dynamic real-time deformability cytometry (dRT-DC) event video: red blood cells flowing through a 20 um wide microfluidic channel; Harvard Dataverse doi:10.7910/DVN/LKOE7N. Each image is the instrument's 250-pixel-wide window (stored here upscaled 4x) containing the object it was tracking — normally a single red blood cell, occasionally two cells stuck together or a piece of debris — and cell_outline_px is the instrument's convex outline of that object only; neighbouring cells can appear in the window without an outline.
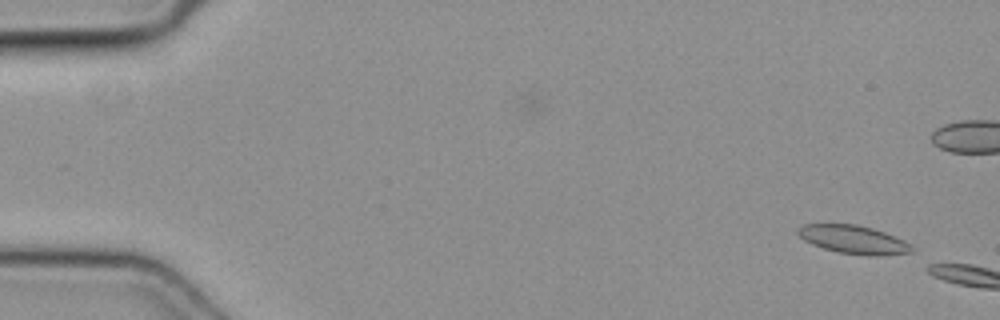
{"species": "common noctule bat (a hibernating species)", "species_latin": "Nyctalus noctula", "temperature_condition": "cold", "stored_images_in_passage": 4, "camera_frame_rate_fps": 3000, "um_per_image_px": 0.085, "animal": {"sex": "female", "body_mass_g": 19.3, "forearm_length_mm": 54.1}, "frame": {"image": 1, "passage_image": 1, "time_ms": 0.0, "image_size_px": [1000, 320], "cell_outline_px": [[916, 248], [912, 252], [880, 256], [868, 256], [836, 252], [812, 244], [804, 240], [796, 232], [796, 228], [804, 224], [856, 224], [872, 228], [884, 232], [904, 240], [912, 244]], "centroid_in_image_um": [72.57, 20.37], "position_along_channel_um": 12.4, "area_um2": 19.02}}